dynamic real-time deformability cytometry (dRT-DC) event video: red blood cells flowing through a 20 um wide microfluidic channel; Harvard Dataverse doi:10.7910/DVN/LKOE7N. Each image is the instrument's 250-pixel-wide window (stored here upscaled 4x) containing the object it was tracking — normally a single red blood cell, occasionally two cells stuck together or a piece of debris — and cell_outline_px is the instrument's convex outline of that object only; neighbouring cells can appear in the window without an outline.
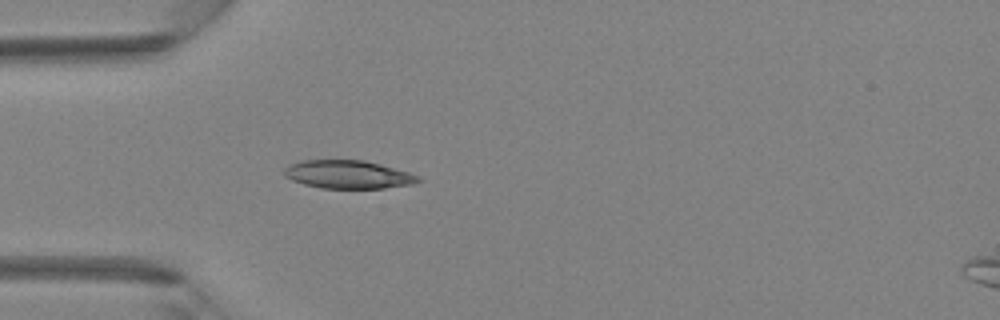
{"species": "Egyptian fruit bat (a non-hibernating species)", "species_latin": "Rousettus aegyptiacus", "temperature_condition": "room temperature", "stored_images_in_passage": 4, "camera_frame_rate_fps": 3000, "um_per_image_px": 0.085, "animal": {"sex": "female"}, "frame": {"image": 1, "passage_image": 3, "time_ms": 2.333, "image_size_px": [1000, 320], "cell_outline_px": [[424, 180], [412, 184], [384, 188], [320, 188], [304, 184], [292, 180], [284, 176], [284, 168], [288, 164], [300, 160], [364, 160], [380, 164], [408, 172], [420, 176]], "centroid_in_image_um": [29.57, 14.83], "position_along_channel_um": 55.4, "area_um2": 22.14}}